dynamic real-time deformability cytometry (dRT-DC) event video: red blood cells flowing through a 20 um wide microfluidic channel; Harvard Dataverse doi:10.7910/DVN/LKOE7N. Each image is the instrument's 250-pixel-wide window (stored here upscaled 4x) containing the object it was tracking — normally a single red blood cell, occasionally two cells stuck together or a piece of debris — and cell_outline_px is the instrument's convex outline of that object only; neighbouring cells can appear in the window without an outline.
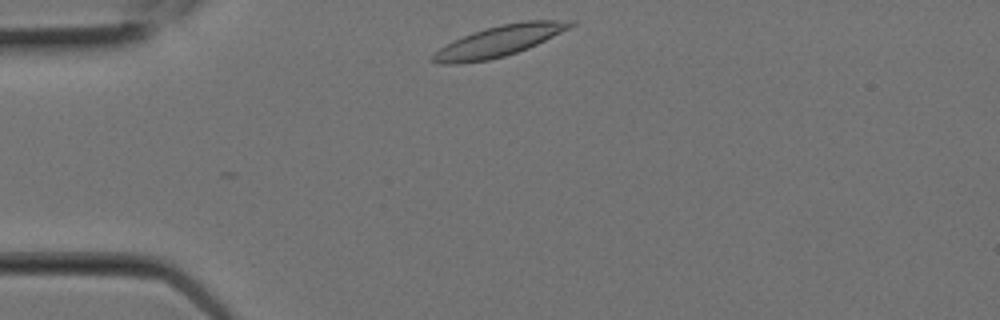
{"species": "Egyptian fruit bat (a non-hibernating species)", "species_latin": "Rousettus aegyptiacus", "temperature_condition": "room temperature", "stored_images_in_passage": 2, "camera_frame_rate_fps": 3000, "um_per_image_px": 0.085, "animal": {"sex": "female"}, "frame": {"image": 1, "passage_image": 1, "time_ms": 0.0, "image_size_px": [1000, 320], "cell_outline_px": [[576, 24], [528, 48], [504, 56], [488, 60], [456, 64], [436, 64], [428, 60], [428, 56], [440, 48], [464, 36], [484, 28], [500, 24], [524, 20], [576, 20]], "centroid_in_image_um": [42.37, 3.49], "position_along_channel_um": 42.6, "area_um2": 24.62}}